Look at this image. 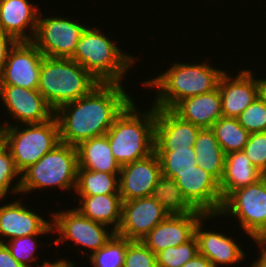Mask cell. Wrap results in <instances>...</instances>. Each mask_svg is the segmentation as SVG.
Segmentation results:
<instances>
[{"label": "cell", "instance_id": "obj_1", "mask_svg": "<svg viewBox=\"0 0 266 267\" xmlns=\"http://www.w3.org/2000/svg\"><path fill=\"white\" fill-rule=\"evenodd\" d=\"M133 101L120 83H100L89 94L55 111L61 143H80L106 135L115 119Z\"/></svg>", "mask_w": 266, "mask_h": 267}, {"label": "cell", "instance_id": "obj_2", "mask_svg": "<svg viewBox=\"0 0 266 267\" xmlns=\"http://www.w3.org/2000/svg\"><path fill=\"white\" fill-rule=\"evenodd\" d=\"M225 71L212 67L208 62L201 64H173L165 73L142 85L157 88L155 108L173 109L183 99L215 90Z\"/></svg>", "mask_w": 266, "mask_h": 267}, {"label": "cell", "instance_id": "obj_3", "mask_svg": "<svg viewBox=\"0 0 266 267\" xmlns=\"http://www.w3.org/2000/svg\"><path fill=\"white\" fill-rule=\"evenodd\" d=\"M156 108L140 113L132 101L115 119L106 135L120 166L145 158L155 151Z\"/></svg>", "mask_w": 266, "mask_h": 267}, {"label": "cell", "instance_id": "obj_4", "mask_svg": "<svg viewBox=\"0 0 266 267\" xmlns=\"http://www.w3.org/2000/svg\"><path fill=\"white\" fill-rule=\"evenodd\" d=\"M100 82L72 58L44 57L38 91L56 111L89 94Z\"/></svg>", "mask_w": 266, "mask_h": 267}, {"label": "cell", "instance_id": "obj_5", "mask_svg": "<svg viewBox=\"0 0 266 267\" xmlns=\"http://www.w3.org/2000/svg\"><path fill=\"white\" fill-rule=\"evenodd\" d=\"M72 59L100 83H121L135 58L122 52L116 43L98 28L83 31Z\"/></svg>", "mask_w": 266, "mask_h": 267}, {"label": "cell", "instance_id": "obj_6", "mask_svg": "<svg viewBox=\"0 0 266 267\" xmlns=\"http://www.w3.org/2000/svg\"><path fill=\"white\" fill-rule=\"evenodd\" d=\"M2 124L4 126L0 124V135L20 173L61 143L55 116L44 123L26 124L24 129L17 124Z\"/></svg>", "mask_w": 266, "mask_h": 267}, {"label": "cell", "instance_id": "obj_7", "mask_svg": "<svg viewBox=\"0 0 266 267\" xmlns=\"http://www.w3.org/2000/svg\"><path fill=\"white\" fill-rule=\"evenodd\" d=\"M77 168L76 147L60 143L21 173L20 193L53 186L75 190Z\"/></svg>", "mask_w": 266, "mask_h": 267}, {"label": "cell", "instance_id": "obj_8", "mask_svg": "<svg viewBox=\"0 0 266 267\" xmlns=\"http://www.w3.org/2000/svg\"><path fill=\"white\" fill-rule=\"evenodd\" d=\"M223 214L237 217L240 227L255 241L266 230V175L233 191L218 216Z\"/></svg>", "mask_w": 266, "mask_h": 267}, {"label": "cell", "instance_id": "obj_9", "mask_svg": "<svg viewBox=\"0 0 266 267\" xmlns=\"http://www.w3.org/2000/svg\"><path fill=\"white\" fill-rule=\"evenodd\" d=\"M38 16L32 43L44 57L72 58L77 43L87 26L75 20L61 17L41 18Z\"/></svg>", "mask_w": 266, "mask_h": 267}, {"label": "cell", "instance_id": "obj_10", "mask_svg": "<svg viewBox=\"0 0 266 267\" xmlns=\"http://www.w3.org/2000/svg\"><path fill=\"white\" fill-rule=\"evenodd\" d=\"M51 220L53 233L59 232L53 244L58 245L64 239L71 240L75 245L91 249V253L98 251L115 234L112 229L108 232L109 226L84 217L76 208L54 212Z\"/></svg>", "mask_w": 266, "mask_h": 267}, {"label": "cell", "instance_id": "obj_11", "mask_svg": "<svg viewBox=\"0 0 266 267\" xmlns=\"http://www.w3.org/2000/svg\"><path fill=\"white\" fill-rule=\"evenodd\" d=\"M44 55L31 41H18L10 49L0 85L38 89Z\"/></svg>", "mask_w": 266, "mask_h": 267}, {"label": "cell", "instance_id": "obj_12", "mask_svg": "<svg viewBox=\"0 0 266 267\" xmlns=\"http://www.w3.org/2000/svg\"><path fill=\"white\" fill-rule=\"evenodd\" d=\"M189 203L204 214L219 215L223 200L219 182L199 165L173 178Z\"/></svg>", "mask_w": 266, "mask_h": 267}, {"label": "cell", "instance_id": "obj_13", "mask_svg": "<svg viewBox=\"0 0 266 267\" xmlns=\"http://www.w3.org/2000/svg\"><path fill=\"white\" fill-rule=\"evenodd\" d=\"M169 214L151 196L122 202L121 221L117 235L128 240H142Z\"/></svg>", "mask_w": 266, "mask_h": 267}, {"label": "cell", "instance_id": "obj_14", "mask_svg": "<svg viewBox=\"0 0 266 267\" xmlns=\"http://www.w3.org/2000/svg\"><path fill=\"white\" fill-rule=\"evenodd\" d=\"M0 98L8 113L22 125L44 123L55 115V111L37 89L0 85Z\"/></svg>", "mask_w": 266, "mask_h": 267}, {"label": "cell", "instance_id": "obj_15", "mask_svg": "<svg viewBox=\"0 0 266 267\" xmlns=\"http://www.w3.org/2000/svg\"><path fill=\"white\" fill-rule=\"evenodd\" d=\"M161 175V164L155 151L145 158L121 166L119 194L122 201L151 196Z\"/></svg>", "mask_w": 266, "mask_h": 267}, {"label": "cell", "instance_id": "obj_16", "mask_svg": "<svg viewBox=\"0 0 266 267\" xmlns=\"http://www.w3.org/2000/svg\"><path fill=\"white\" fill-rule=\"evenodd\" d=\"M231 78L224 72L218 83L222 115L237 118L259 96V83L250 69Z\"/></svg>", "mask_w": 266, "mask_h": 267}, {"label": "cell", "instance_id": "obj_17", "mask_svg": "<svg viewBox=\"0 0 266 267\" xmlns=\"http://www.w3.org/2000/svg\"><path fill=\"white\" fill-rule=\"evenodd\" d=\"M204 213L168 215L158 223L141 241L155 254L168 247L186 243L194 236L196 224Z\"/></svg>", "mask_w": 266, "mask_h": 267}, {"label": "cell", "instance_id": "obj_18", "mask_svg": "<svg viewBox=\"0 0 266 267\" xmlns=\"http://www.w3.org/2000/svg\"><path fill=\"white\" fill-rule=\"evenodd\" d=\"M35 213L29 208H25L21 200L13 201L4 206L1 205L0 237H8L11 240L27 235L53 233L52 220L46 221ZM5 240L0 239V242Z\"/></svg>", "mask_w": 266, "mask_h": 267}, {"label": "cell", "instance_id": "obj_19", "mask_svg": "<svg viewBox=\"0 0 266 267\" xmlns=\"http://www.w3.org/2000/svg\"><path fill=\"white\" fill-rule=\"evenodd\" d=\"M200 127L183 120L172 109L156 108L155 148L194 147Z\"/></svg>", "mask_w": 266, "mask_h": 267}, {"label": "cell", "instance_id": "obj_20", "mask_svg": "<svg viewBox=\"0 0 266 267\" xmlns=\"http://www.w3.org/2000/svg\"><path fill=\"white\" fill-rule=\"evenodd\" d=\"M216 216L217 214H204L196 224L194 236L198 243V252L205 256L214 267L239 263L245 254L233 239L226 237L223 233L204 231L202 228L201 224L205 219H212Z\"/></svg>", "mask_w": 266, "mask_h": 267}, {"label": "cell", "instance_id": "obj_21", "mask_svg": "<svg viewBox=\"0 0 266 267\" xmlns=\"http://www.w3.org/2000/svg\"><path fill=\"white\" fill-rule=\"evenodd\" d=\"M39 12L37 5L30 4L28 0H0V30L17 42L32 41ZM26 27H30L29 35Z\"/></svg>", "mask_w": 266, "mask_h": 267}, {"label": "cell", "instance_id": "obj_22", "mask_svg": "<svg viewBox=\"0 0 266 267\" xmlns=\"http://www.w3.org/2000/svg\"><path fill=\"white\" fill-rule=\"evenodd\" d=\"M172 110L201 129L211 128L223 116L219 88L183 99Z\"/></svg>", "mask_w": 266, "mask_h": 267}, {"label": "cell", "instance_id": "obj_23", "mask_svg": "<svg viewBox=\"0 0 266 267\" xmlns=\"http://www.w3.org/2000/svg\"><path fill=\"white\" fill-rule=\"evenodd\" d=\"M262 176L244 151L226 154L224 173L219 182L222 200L224 201L233 191L251 185Z\"/></svg>", "mask_w": 266, "mask_h": 267}, {"label": "cell", "instance_id": "obj_24", "mask_svg": "<svg viewBox=\"0 0 266 267\" xmlns=\"http://www.w3.org/2000/svg\"><path fill=\"white\" fill-rule=\"evenodd\" d=\"M78 168L105 173H120L121 166L113 157L107 135L94 137L77 147Z\"/></svg>", "mask_w": 266, "mask_h": 267}, {"label": "cell", "instance_id": "obj_25", "mask_svg": "<svg viewBox=\"0 0 266 267\" xmlns=\"http://www.w3.org/2000/svg\"><path fill=\"white\" fill-rule=\"evenodd\" d=\"M77 210L93 221L112 225V230L116 232L120 225L122 213V198L120 194H102L94 196H79Z\"/></svg>", "mask_w": 266, "mask_h": 267}, {"label": "cell", "instance_id": "obj_26", "mask_svg": "<svg viewBox=\"0 0 266 267\" xmlns=\"http://www.w3.org/2000/svg\"><path fill=\"white\" fill-rule=\"evenodd\" d=\"M194 150L199 167L220 182L224 173L226 155L211 128L200 129L196 137Z\"/></svg>", "mask_w": 266, "mask_h": 267}, {"label": "cell", "instance_id": "obj_27", "mask_svg": "<svg viewBox=\"0 0 266 267\" xmlns=\"http://www.w3.org/2000/svg\"><path fill=\"white\" fill-rule=\"evenodd\" d=\"M155 199L169 215L195 214L197 210L182 194L173 178L161 175L152 190Z\"/></svg>", "mask_w": 266, "mask_h": 267}, {"label": "cell", "instance_id": "obj_28", "mask_svg": "<svg viewBox=\"0 0 266 267\" xmlns=\"http://www.w3.org/2000/svg\"><path fill=\"white\" fill-rule=\"evenodd\" d=\"M75 193L78 196L119 194V173L77 168Z\"/></svg>", "mask_w": 266, "mask_h": 267}, {"label": "cell", "instance_id": "obj_29", "mask_svg": "<svg viewBox=\"0 0 266 267\" xmlns=\"http://www.w3.org/2000/svg\"><path fill=\"white\" fill-rule=\"evenodd\" d=\"M211 129L225 155L243 151L250 136V133L239 124L237 118L222 116L213 124Z\"/></svg>", "mask_w": 266, "mask_h": 267}, {"label": "cell", "instance_id": "obj_30", "mask_svg": "<svg viewBox=\"0 0 266 267\" xmlns=\"http://www.w3.org/2000/svg\"><path fill=\"white\" fill-rule=\"evenodd\" d=\"M161 164V174L174 178L178 172L193 169L197 164L194 147L155 148Z\"/></svg>", "mask_w": 266, "mask_h": 267}, {"label": "cell", "instance_id": "obj_31", "mask_svg": "<svg viewBox=\"0 0 266 267\" xmlns=\"http://www.w3.org/2000/svg\"><path fill=\"white\" fill-rule=\"evenodd\" d=\"M128 246V239L117 235L98 251L88 254L93 267H123Z\"/></svg>", "mask_w": 266, "mask_h": 267}, {"label": "cell", "instance_id": "obj_32", "mask_svg": "<svg viewBox=\"0 0 266 267\" xmlns=\"http://www.w3.org/2000/svg\"><path fill=\"white\" fill-rule=\"evenodd\" d=\"M198 243L193 236L186 243L168 247L156 255L157 267H182L198 254Z\"/></svg>", "mask_w": 266, "mask_h": 267}, {"label": "cell", "instance_id": "obj_33", "mask_svg": "<svg viewBox=\"0 0 266 267\" xmlns=\"http://www.w3.org/2000/svg\"><path fill=\"white\" fill-rule=\"evenodd\" d=\"M15 177V178H14ZM20 177L15 186H11L13 180ZM21 173L16 168L14 159L5 146L4 140L0 135V199L7 196V192L20 193ZM12 187V188H11Z\"/></svg>", "mask_w": 266, "mask_h": 267}, {"label": "cell", "instance_id": "obj_34", "mask_svg": "<svg viewBox=\"0 0 266 267\" xmlns=\"http://www.w3.org/2000/svg\"><path fill=\"white\" fill-rule=\"evenodd\" d=\"M237 120L249 133L266 131V102L259 95Z\"/></svg>", "mask_w": 266, "mask_h": 267}, {"label": "cell", "instance_id": "obj_35", "mask_svg": "<svg viewBox=\"0 0 266 267\" xmlns=\"http://www.w3.org/2000/svg\"><path fill=\"white\" fill-rule=\"evenodd\" d=\"M42 234L27 235L17 237L6 241L5 245L10 250L11 255L24 267H32L29 263L35 261L37 257L35 250L39 244L36 243V237Z\"/></svg>", "mask_w": 266, "mask_h": 267}, {"label": "cell", "instance_id": "obj_36", "mask_svg": "<svg viewBox=\"0 0 266 267\" xmlns=\"http://www.w3.org/2000/svg\"><path fill=\"white\" fill-rule=\"evenodd\" d=\"M123 267H157L156 255L140 240H128Z\"/></svg>", "mask_w": 266, "mask_h": 267}, {"label": "cell", "instance_id": "obj_37", "mask_svg": "<svg viewBox=\"0 0 266 267\" xmlns=\"http://www.w3.org/2000/svg\"><path fill=\"white\" fill-rule=\"evenodd\" d=\"M243 151L253 166L266 175V131L250 133Z\"/></svg>", "mask_w": 266, "mask_h": 267}, {"label": "cell", "instance_id": "obj_38", "mask_svg": "<svg viewBox=\"0 0 266 267\" xmlns=\"http://www.w3.org/2000/svg\"><path fill=\"white\" fill-rule=\"evenodd\" d=\"M17 41L0 30V76L6 63L10 49Z\"/></svg>", "mask_w": 266, "mask_h": 267}, {"label": "cell", "instance_id": "obj_39", "mask_svg": "<svg viewBox=\"0 0 266 267\" xmlns=\"http://www.w3.org/2000/svg\"><path fill=\"white\" fill-rule=\"evenodd\" d=\"M0 267H24L11 255L5 242H0Z\"/></svg>", "mask_w": 266, "mask_h": 267}, {"label": "cell", "instance_id": "obj_40", "mask_svg": "<svg viewBox=\"0 0 266 267\" xmlns=\"http://www.w3.org/2000/svg\"><path fill=\"white\" fill-rule=\"evenodd\" d=\"M182 267H214L213 264L199 253L191 260L187 261Z\"/></svg>", "mask_w": 266, "mask_h": 267}, {"label": "cell", "instance_id": "obj_41", "mask_svg": "<svg viewBox=\"0 0 266 267\" xmlns=\"http://www.w3.org/2000/svg\"><path fill=\"white\" fill-rule=\"evenodd\" d=\"M75 263L71 262V261H66L65 259L60 260L56 262H49V261H43V264L41 265H37L38 267H75L76 265H74Z\"/></svg>", "mask_w": 266, "mask_h": 267}, {"label": "cell", "instance_id": "obj_42", "mask_svg": "<svg viewBox=\"0 0 266 267\" xmlns=\"http://www.w3.org/2000/svg\"><path fill=\"white\" fill-rule=\"evenodd\" d=\"M261 247L260 257L253 262V267H266V244H258Z\"/></svg>", "mask_w": 266, "mask_h": 267}, {"label": "cell", "instance_id": "obj_43", "mask_svg": "<svg viewBox=\"0 0 266 267\" xmlns=\"http://www.w3.org/2000/svg\"><path fill=\"white\" fill-rule=\"evenodd\" d=\"M259 83V95L266 102V79H257Z\"/></svg>", "mask_w": 266, "mask_h": 267}, {"label": "cell", "instance_id": "obj_44", "mask_svg": "<svg viewBox=\"0 0 266 267\" xmlns=\"http://www.w3.org/2000/svg\"><path fill=\"white\" fill-rule=\"evenodd\" d=\"M257 244H266V230L255 240Z\"/></svg>", "mask_w": 266, "mask_h": 267}]
</instances>
